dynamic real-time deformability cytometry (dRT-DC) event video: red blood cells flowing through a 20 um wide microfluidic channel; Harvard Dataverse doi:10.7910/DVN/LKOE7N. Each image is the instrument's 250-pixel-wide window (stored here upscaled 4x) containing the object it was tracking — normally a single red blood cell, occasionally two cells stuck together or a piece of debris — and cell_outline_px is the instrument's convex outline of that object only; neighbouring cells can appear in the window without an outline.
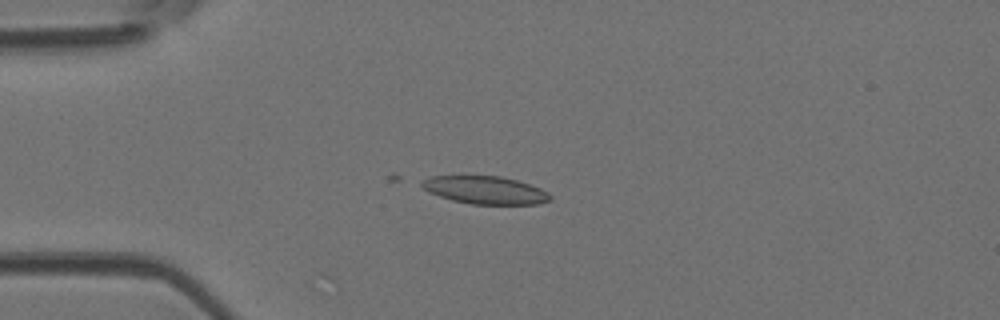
{"species": "Egyptian fruit bat (a non-hibernating species)", "species_latin": "Rousettus aegyptiacus", "temperature_condition": "room temperature", "stored_images_in_passage": 5, "camera_frame_rate_fps": 3000, "um_per_image_px": 0.085, "animal": {"sex": "female"}, "frame": {"image": 1, "passage_image": 1, "time_ms": 0.0, "image_size_px": [1000, 320], "cell_outline_px": [[552, 200], [540, 204], [472, 204], [452, 200], [428, 192], [420, 184], [420, 180], [432, 176], [500, 176], [516, 180], [540, 188], [548, 192], [552, 196]], "centroid_in_image_um": [41.25, 16.16], "position_along_channel_um": 43.8, "area_um2": 20.81}}
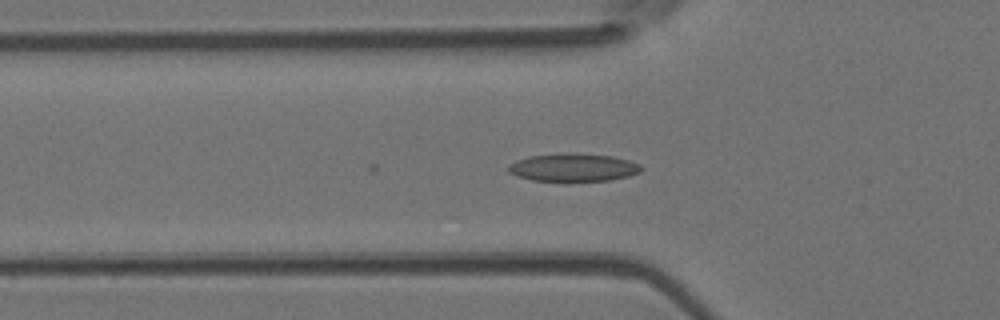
{"frame": {"image": 2, "passage_image": 5, "time_ms": 1.333, "image_size_px": [1000, 320], "cell_outline_px": [[644, 168], [640, 172], [628, 176], [608, 180], [532, 180], [516, 176], [508, 172], [508, 168], [516, 160], [528, 156], [560, 152], [568, 152], [612, 156], [628, 160], [640, 164]], "centroid_in_image_um": [48.73, 14.21], "position_along_channel_um": 77.1, "area_um2": 21.56}}